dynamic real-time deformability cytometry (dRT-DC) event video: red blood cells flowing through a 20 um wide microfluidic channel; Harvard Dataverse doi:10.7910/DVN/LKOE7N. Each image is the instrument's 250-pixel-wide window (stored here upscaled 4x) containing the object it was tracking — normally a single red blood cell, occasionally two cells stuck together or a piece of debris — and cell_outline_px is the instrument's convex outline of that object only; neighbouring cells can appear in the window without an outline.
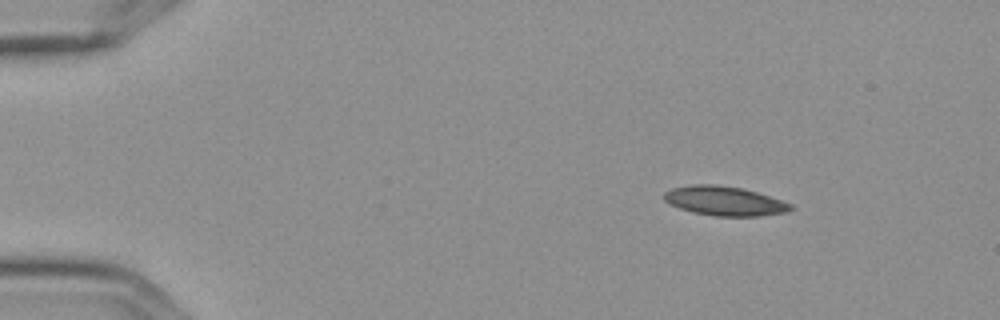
{"species": "Egyptian fruit bat (a non-hibernating species)", "species_latin": "Rousettus aegyptiacus", "temperature_condition": "cold", "stored_images_in_passage": 5, "camera_frame_rate_fps": 3000, "um_per_image_px": 0.085, "frame": {"image": 1, "passage_image": 1, "time_ms": 0.0, "image_size_px": [1000, 320], "cell_outline_px": [[792, 208], [788, 212], [760, 216], [712, 216], [692, 212], [680, 208], [664, 200], [664, 192], [672, 188], [692, 184], [716, 184], [744, 188], [792, 204]], "centroid_in_image_um": [61.57, 17.08], "position_along_channel_um": 23.4, "area_um2": 21.62}}
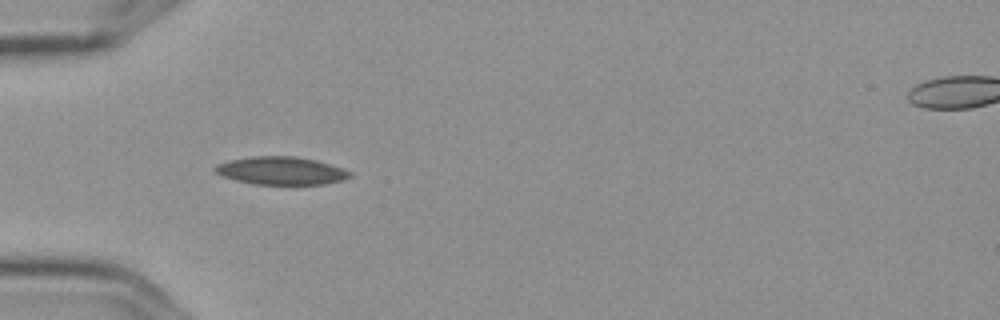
{"frame": {"image": 2, "passage_image": 4, "time_ms": 1.0, "image_size_px": [1000, 320], "cell_outline_px": [[352, 176], [340, 180], [324, 184], [252, 184], [236, 180], [224, 176], [216, 172], [212, 168], [216, 164], [228, 160], [252, 156], [296, 156], [316, 160], [344, 168], [352, 172]], "centroid_in_image_um": [23.89, 14.5], "position_along_channel_um": 61.1, "area_um2": 21.96}}
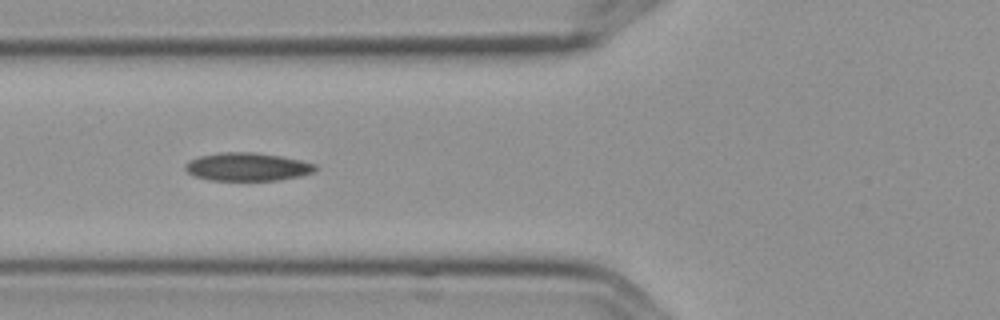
{"frame": {"image": 3, "passage_image": 5, "time_ms": 1.333, "image_size_px": [1000, 320], "cell_outline_px": [[316, 168], [312, 172], [300, 176], [276, 180], [208, 180], [192, 176], [184, 168], [184, 164], [188, 160], [200, 156], [220, 152], [252, 152], [280, 156], [300, 160], [316, 164]], "centroid_in_image_um": [20.96, 14.18], "position_along_channel_um": 104.8, "area_um2": 21.33}}